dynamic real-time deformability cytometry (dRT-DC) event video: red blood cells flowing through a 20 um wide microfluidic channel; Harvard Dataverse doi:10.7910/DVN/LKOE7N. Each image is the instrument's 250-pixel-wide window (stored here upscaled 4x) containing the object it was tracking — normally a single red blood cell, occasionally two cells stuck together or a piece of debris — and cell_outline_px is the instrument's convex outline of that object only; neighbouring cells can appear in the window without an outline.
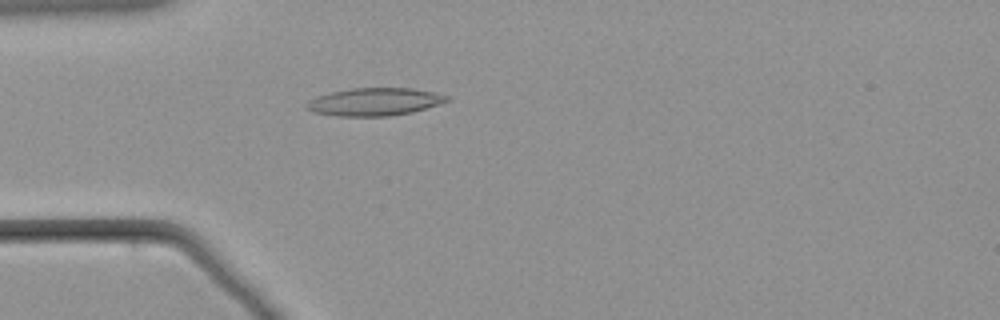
{"species": "common noctule bat (a hibernating species)", "species_latin": "Nyctalus noctula", "temperature_condition": "warm", "stored_images_in_passage": 55, "camera_frame_rate_fps": 3000, "um_per_image_px": 0.085, "animal": {"sex": "male", "body_mass_g": 21.5, "forearm_length_mm": 52.0}, "frame": {"image": 1, "passage_image": 13, "time_ms": 4.0, "image_size_px": [1000, 320], "cell_outline_px": [[452, 100], [412, 112], [388, 116], [336, 116], [312, 112], [304, 108], [304, 104], [308, 100], [316, 96], [332, 92], [352, 88], [412, 88], [432, 92], [448, 96]], "centroid_in_image_um": [31.78, 8.66], "position_along_channel_um": 53.2, "area_um2": 22.77}}
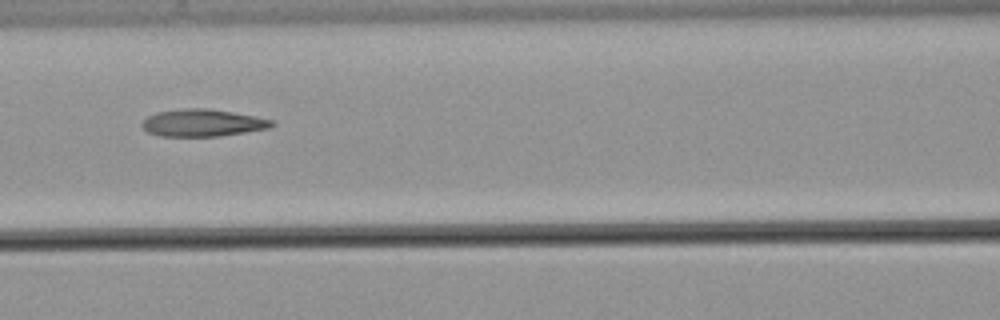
{"frame": {"image": 2, "passage_image": 22, "time_ms": 7.0, "image_size_px": [1000, 320], "cell_outline_px": [[276, 124], [268, 128], [220, 136], [160, 136], [148, 132], [140, 124], [148, 116], [156, 112], [188, 108], [204, 108], [232, 112], [256, 116], [276, 120]], "centroid_in_image_um": [17.25, 10.44], "position_along_channel_um": 149.4, "area_um2": 20.52}}
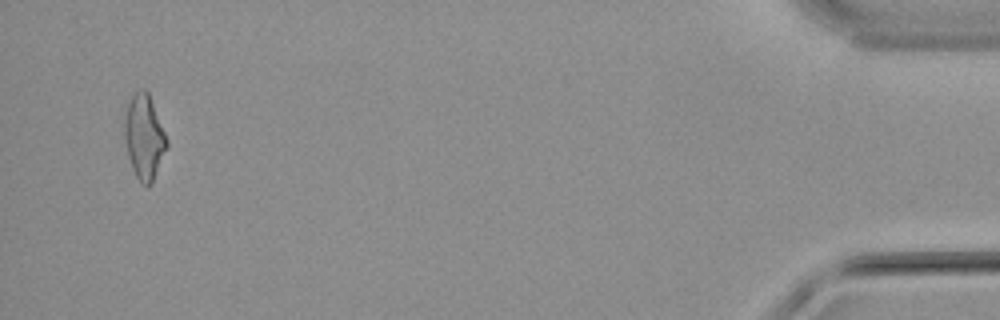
{"frame": {"image": 3, "passage_image": 53, "time_ms": 17.333, "image_size_px": [1000, 320], "cell_outline_px": [[168, 148], [152, 184], [148, 188], [140, 184], [132, 168], [128, 156], [124, 140], [124, 104], [140, 88], [144, 88], [148, 92], [168, 140]], "centroid_in_image_um": [12.24, 11.66], "position_along_channel_um": 423.0, "area_um2": 21.44}}